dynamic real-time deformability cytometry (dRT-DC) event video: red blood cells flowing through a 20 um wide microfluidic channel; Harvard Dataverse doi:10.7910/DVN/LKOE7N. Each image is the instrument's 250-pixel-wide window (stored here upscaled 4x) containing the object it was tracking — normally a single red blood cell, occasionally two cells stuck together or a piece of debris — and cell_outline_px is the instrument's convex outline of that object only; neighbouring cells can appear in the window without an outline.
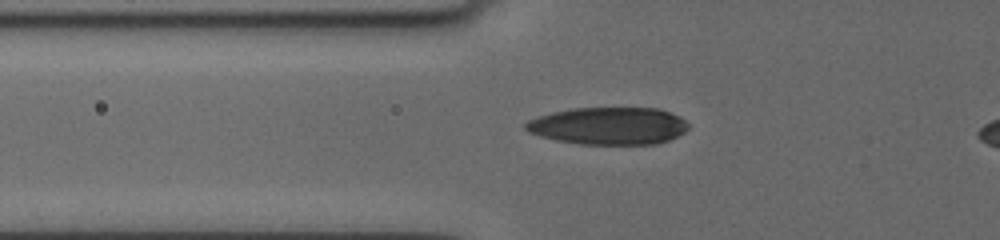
{"species": "human", "species_latin": "Homo sapiens", "temperature_condition": "cold", "stored_images_in_passage": 6, "camera_frame_rate_fps": 3000, "um_per_image_px": 0.085, "donor": {"sex": "female"}, "frame": {"image": 1, "passage_image": 3, "time_ms": 1.667, "image_size_px": [1000, 240], "cell_outline_px": [[688, 128], [684, 132], [668, 140], [656, 144], [580, 144], [556, 140], [540, 136], [528, 132], [524, 128], [524, 124], [528, 120], [552, 112], [572, 108], [656, 108], [680, 116], [688, 124]], "centroid_in_image_um": [51.71, 10.7], "position_along_channel_um": 74.1, "area_um2": 35.37}}
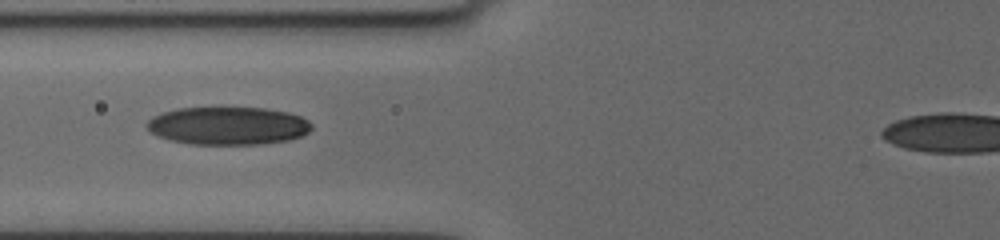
{"frame": {"image": 2, "passage_image": 4, "time_ms": 2.667, "image_size_px": [1000, 240], "cell_outline_px": [[312, 128], [308, 132], [300, 136], [288, 140], [260, 144], [188, 144], [168, 140], [156, 136], [144, 124], [152, 116], [160, 112], [176, 108], [264, 108], [288, 112], [300, 116], [308, 120], [312, 124]], "centroid_in_image_um": [19.33, 10.69], "position_along_channel_um": 106.5, "area_um2": 36.65}}
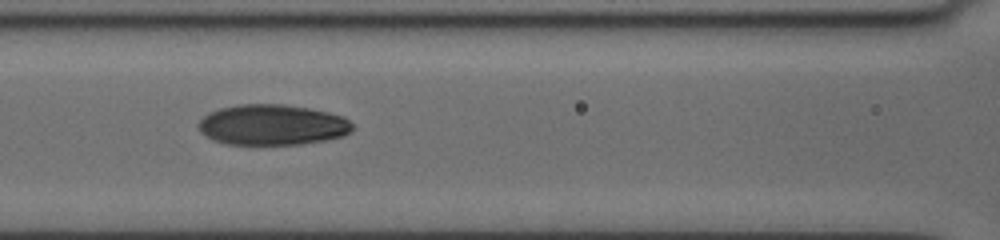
{"frame": {"image": 3, "passage_image": 5, "time_ms": 3.667, "image_size_px": [1000, 240], "cell_outline_px": [[352, 128], [344, 136], [324, 140], [300, 144], [224, 144], [212, 140], [200, 132], [200, 120], [208, 112], [220, 108], [240, 104], [284, 104], [308, 108], [328, 112], [344, 116], [352, 124]], "centroid_in_image_um": [23.13, 10.61], "position_along_channel_um": 143.5, "area_um2": 36.36}}